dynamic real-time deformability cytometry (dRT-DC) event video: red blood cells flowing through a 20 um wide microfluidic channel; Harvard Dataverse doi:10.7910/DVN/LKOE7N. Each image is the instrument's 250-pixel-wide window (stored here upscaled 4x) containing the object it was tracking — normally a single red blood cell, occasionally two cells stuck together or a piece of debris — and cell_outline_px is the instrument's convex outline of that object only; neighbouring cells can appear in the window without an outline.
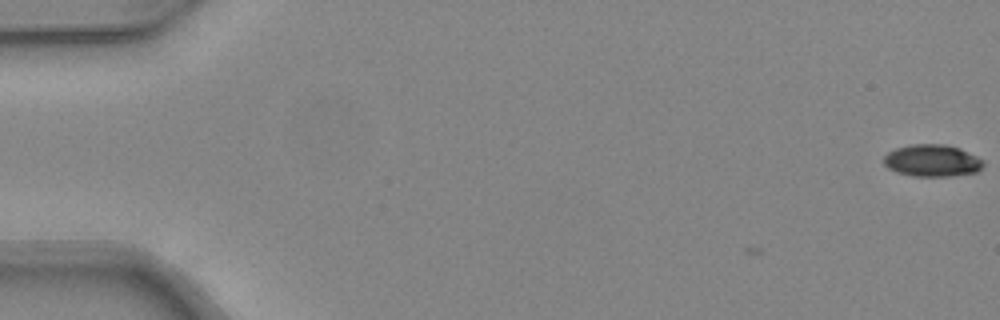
{"species": "common noctule bat (a hibernating species)", "species_latin": "Nyctalus noctula", "temperature_condition": "warm", "stored_images_in_passage": 3, "camera_frame_rate_fps": 3000, "um_per_image_px": 0.085, "animal": {"sex": "female", "body_mass_g": 24.6, "forearm_length_mm": 56.2}, "frame": {"image": 1, "passage_image": 3, "time_ms": 0.667, "image_size_px": [1000, 320], "cell_outline_px": [[984, 164], [976, 172], [948, 176], [912, 176], [896, 172], [888, 168], [884, 164], [884, 156], [888, 152], [896, 148], [912, 144], [944, 144], [960, 148], [984, 160]], "centroid_in_image_um": [79.22, 13.65], "position_along_channel_um": 5.8, "area_um2": 18.55}}